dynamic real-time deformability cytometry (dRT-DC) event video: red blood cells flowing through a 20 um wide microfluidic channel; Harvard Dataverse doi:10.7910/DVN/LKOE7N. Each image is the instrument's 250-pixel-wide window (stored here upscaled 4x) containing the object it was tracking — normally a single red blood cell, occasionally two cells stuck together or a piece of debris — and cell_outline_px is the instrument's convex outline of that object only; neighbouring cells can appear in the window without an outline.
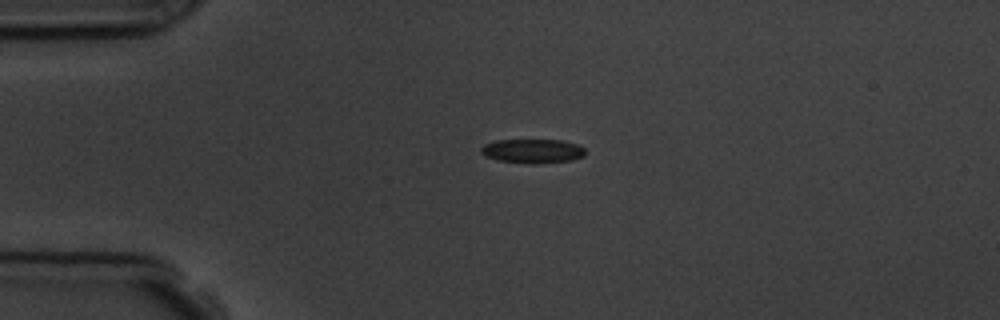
{"species": "common noctule bat (a hibernating species)", "species_latin": "Nyctalus noctula", "temperature_condition": "room temperature", "stored_images_in_passage": 2, "camera_frame_rate_fps": 3000, "um_per_image_px": 0.085, "animal": {"sex": "male", "body_mass_g": 19.5, "forearm_length_mm": 54.6}, "frame": {"image": 1, "passage_image": 1, "time_ms": 0.0, "image_size_px": [1000, 320], "cell_outline_px": [[584, 156], [572, 160], [536, 164], [532, 164], [496, 160], [484, 156], [480, 152], [480, 148], [484, 144], [496, 140], [560, 140], [576, 144], [584, 148]], "centroid_in_image_um": [45.23, 12.84], "position_along_channel_um": 39.8, "area_um2": 14.74}}